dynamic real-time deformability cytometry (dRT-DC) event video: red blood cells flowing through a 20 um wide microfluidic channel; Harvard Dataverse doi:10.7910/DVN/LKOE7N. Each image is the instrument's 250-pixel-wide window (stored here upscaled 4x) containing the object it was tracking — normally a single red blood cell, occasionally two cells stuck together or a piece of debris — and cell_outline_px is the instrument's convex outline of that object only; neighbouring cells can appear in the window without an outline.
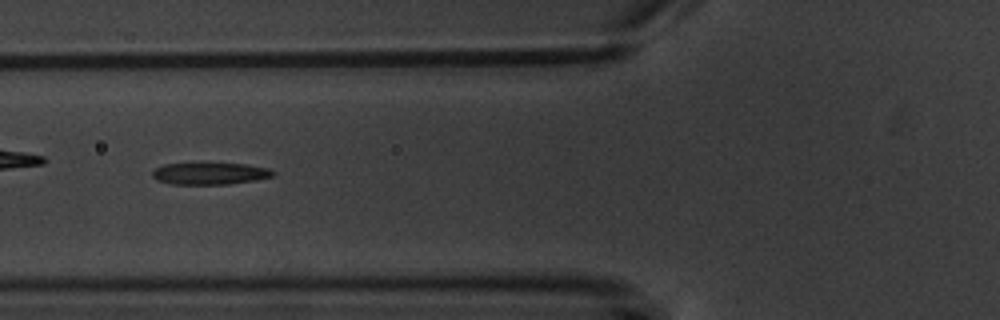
{"species": "common noctule bat (a hibernating species)", "species_latin": "Nyctalus noctula", "temperature_condition": "warm", "stored_images_in_passage": 11, "camera_frame_rate_fps": 3000, "um_per_image_px": 0.085, "animal": {"sex": "male", "body_mass_g": 20.1, "forearm_length_mm": 53.5}, "frame": {"image": 1, "passage_image": 7, "time_ms": 7.667, "image_size_px": [1000, 320], "cell_outline_px": [[276, 176], [256, 180], [228, 184], [172, 184], [156, 180], [152, 176], [152, 172], [156, 168], [164, 164], [248, 164], [268, 168], [276, 172]], "centroid_in_image_um": [17.89, 14.76], "position_along_channel_um": 107.9, "area_um2": 15.32}}